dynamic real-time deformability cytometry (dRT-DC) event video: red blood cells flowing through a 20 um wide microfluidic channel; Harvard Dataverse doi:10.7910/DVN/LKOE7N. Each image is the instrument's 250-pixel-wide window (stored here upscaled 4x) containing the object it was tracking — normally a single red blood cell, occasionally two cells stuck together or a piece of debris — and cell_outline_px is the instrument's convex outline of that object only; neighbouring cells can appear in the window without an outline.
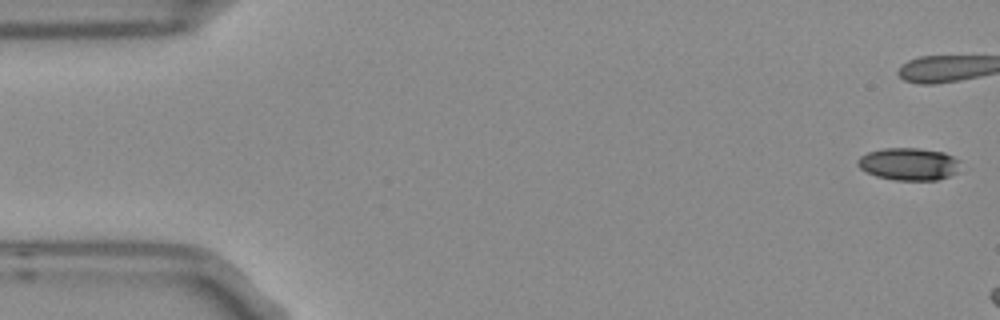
{"species": "Egyptian fruit bat (a non-hibernating species)", "species_latin": "Rousettus aegyptiacus", "temperature_condition": "room temperature", "stored_images_in_passage": 3, "camera_frame_rate_fps": 3000, "um_per_image_px": 0.085, "frame": {"image": 1, "passage_image": 1, "time_ms": 0.0, "image_size_px": [1000, 320], "cell_outline_px": [[960, 172], [936, 180], [896, 180], [876, 176], [860, 168], [856, 164], [856, 160], [860, 156], [868, 152], [884, 148], [920, 148], [944, 152], [960, 160]], "centroid_in_image_um": [77.27, 13.94], "position_along_channel_um": 7.7, "area_um2": 19.59}}